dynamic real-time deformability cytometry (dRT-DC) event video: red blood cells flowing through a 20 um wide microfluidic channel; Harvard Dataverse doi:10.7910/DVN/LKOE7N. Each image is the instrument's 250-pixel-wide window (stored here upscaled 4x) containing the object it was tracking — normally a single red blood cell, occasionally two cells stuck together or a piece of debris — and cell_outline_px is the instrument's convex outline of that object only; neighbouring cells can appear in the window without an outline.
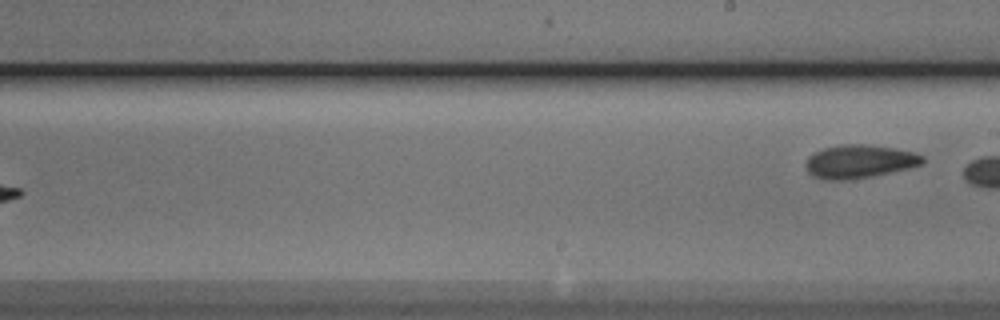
{"species": "Egyptian fruit bat (a non-hibernating species)", "species_latin": "Rousettus aegyptiacus", "temperature_condition": "cold", "stored_images_in_passage": 9, "segment_of_instrument_passage": [2, 2], "camera_frame_rate_fps": 3000, "um_per_image_px": 0.085, "animal": {"sex": "male"}, "frame": {"image": 1, "passage_image": 9, "time_ms": 10.333, "image_size_px": [1000, 320], "cell_outline_px": [[924, 160], [920, 164], [912, 168], [848, 180], [824, 180], [812, 176], [808, 172], [804, 164], [808, 156], [824, 148], [840, 144], [864, 144], [892, 148], [916, 152], [924, 156]], "centroid_in_image_um": [73.03, 13.73], "position_along_channel_um": 216.0, "area_um2": 22.77}}